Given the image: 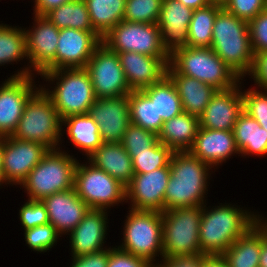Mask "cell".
I'll use <instances>...</instances> for the list:
<instances>
[{
	"label": "cell",
	"instance_id": "1",
	"mask_svg": "<svg viewBox=\"0 0 267 267\" xmlns=\"http://www.w3.org/2000/svg\"><path fill=\"white\" fill-rule=\"evenodd\" d=\"M202 206L199 228L200 250L205 255H222L239 237L258 223V211L219 203V206Z\"/></svg>",
	"mask_w": 267,
	"mask_h": 267
},
{
	"label": "cell",
	"instance_id": "2",
	"mask_svg": "<svg viewBox=\"0 0 267 267\" xmlns=\"http://www.w3.org/2000/svg\"><path fill=\"white\" fill-rule=\"evenodd\" d=\"M169 167L170 177L164 195V210L206 204L209 180L214 169L189 151L173 152Z\"/></svg>",
	"mask_w": 267,
	"mask_h": 267
},
{
	"label": "cell",
	"instance_id": "3",
	"mask_svg": "<svg viewBox=\"0 0 267 267\" xmlns=\"http://www.w3.org/2000/svg\"><path fill=\"white\" fill-rule=\"evenodd\" d=\"M39 75L46 85L38 86L52 100L61 120L71 115L87 114L96 101L90 74L85 68L58 69Z\"/></svg>",
	"mask_w": 267,
	"mask_h": 267
},
{
	"label": "cell",
	"instance_id": "4",
	"mask_svg": "<svg viewBox=\"0 0 267 267\" xmlns=\"http://www.w3.org/2000/svg\"><path fill=\"white\" fill-rule=\"evenodd\" d=\"M61 148V149H60ZM49 150L20 184L29 200H42L56 192L74 188L78 160L69 151Z\"/></svg>",
	"mask_w": 267,
	"mask_h": 267
},
{
	"label": "cell",
	"instance_id": "5",
	"mask_svg": "<svg viewBox=\"0 0 267 267\" xmlns=\"http://www.w3.org/2000/svg\"><path fill=\"white\" fill-rule=\"evenodd\" d=\"M62 120L52 100L39 88L26 102L12 137L58 149L62 141Z\"/></svg>",
	"mask_w": 267,
	"mask_h": 267
},
{
	"label": "cell",
	"instance_id": "6",
	"mask_svg": "<svg viewBox=\"0 0 267 267\" xmlns=\"http://www.w3.org/2000/svg\"><path fill=\"white\" fill-rule=\"evenodd\" d=\"M169 64L179 74L196 78L217 90L230 89L241 80L211 47L178 48L170 55Z\"/></svg>",
	"mask_w": 267,
	"mask_h": 267
},
{
	"label": "cell",
	"instance_id": "7",
	"mask_svg": "<svg viewBox=\"0 0 267 267\" xmlns=\"http://www.w3.org/2000/svg\"><path fill=\"white\" fill-rule=\"evenodd\" d=\"M127 213L122 243L117 247L151 264L156 259V264L159 263V258L160 261L163 258L162 212L129 209Z\"/></svg>",
	"mask_w": 267,
	"mask_h": 267
},
{
	"label": "cell",
	"instance_id": "8",
	"mask_svg": "<svg viewBox=\"0 0 267 267\" xmlns=\"http://www.w3.org/2000/svg\"><path fill=\"white\" fill-rule=\"evenodd\" d=\"M201 217L202 206L162 212L163 257L202 253L199 244Z\"/></svg>",
	"mask_w": 267,
	"mask_h": 267
},
{
	"label": "cell",
	"instance_id": "9",
	"mask_svg": "<svg viewBox=\"0 0 267 267\" xmlns=\"http://www.w3.org/2000/svg\"><path fill=\"white\" fill-rule=\"evenodd\" d=\"M79 161L74 173V189L90 209L109 210L126 203L125 186L88 160L83 164Z\"/></svg>",
	"mask_w": 267,
	"mask_h": 267
},
{
	"label": "cell",
	"instance_id": "10",
	"mask_svg": "<svg viewBox=\"0 0 267 267\" xmlns=\"http://www.w3.org/2000/svg\"><path fill=\"white\" fill-rule=\"evenodd\" d=\"M102 43L116 53L136 52L151 57H170L163 47L157 23L122 20L102 37Z\"/></svg>",
	"mask_w": 267,
	"mask_h": 267
},
{
	"label": "cell",
	"instance_id": "11",
	"mask_svg": "<svg viewBox=\"0 0 267 267\" xmlns=\"http://www.w3.org/2000/svg\"><path fill=\"white\" fill-rule=\"evenodd\" d=\"M33 16V26L24 27L28 65L20 67L10 77L39 76L55 59L60 30L46 16Z\"/></svg>",
	"mask_w": 267,
	"mask_h": 267
},
{
	"label": "cell",
	"instance_id": "12",
	"mask_svg": "<svg viewBox=\"0 0 267 267\" xmlns=\"http://www.w3.org/2000/svg\"><path fill=\"white\" fill-rule=\"evenodd\" d=\"M91 78L96 98L128 95V86L119 56L102 42L96 47L85 68Z\"/></svg>",
	"mask_w": 267,
	"mask_h": 267
},
{
	"label": "cell",
	"instance_id": "13",
	"mask_svg": "<svg viewBox=\"0 0 267 267\" xmlns=\"http://www.w3.org/2000/svg\"><path fill=\"white\" fill-rule=\"evenodd\" d=\"M102 37L96 31L61 29L55 59L40 73L58 69L86 68Z\"/></svg>",
	"mask_w": 267,
	"mask_h": 267
},
{
	"label": "cell",
	"instance_id": "14",
	"mask_svg": "<svg viewBox=\"0 0 267 267\" xmlns=\"http://www.w3.org/2000/svg\"><path fill=\"white\" fill-rule=\"evenodd\" d=\"M48 151L47 147L38 142L22 141L12 136L2 137L5 186L20 185Z\"/></svg>",
	"mask_w": 267,
	"mask_h": 267
},
{
	"label": "cell",
	"instance_id": "15",
	"mask_svg": "<svg viewBox=\"0 0 267 267\" xmlns=\"http://www.w3.org/2000/svg\"><path fill=\"white\" fill-rule=\"evenodd\" d=\"M34 77L7 76L0 84V138L13 135L26 102L40 88Z\"/></svg>",
	"mask_w": 267,
	"mask_h": 267
},
{
	"label": "cell",
	"instance_id": "16",
	"mask_svg": "<svg viewBox=\"0 0 267 267\" xmlns=\"http://www.w3.org/2000/svg\"><path fill=\"white\" fill-rule=\"evenodd\" d=\"M169 177V164L148 173L134 174L125 187L128 209L163 212Z\"/></svg>",
	"mask_w": 267,
	"mask_h": 267
},
{
	"label": "cell",
	"instance_id": "17",
	"mask_svg": "<svg viewBox=\"0 0 267 267\" xmlns=\"http://www.w3.org/2000/svg\"><path fill=\"white\" fill-rule=\"evenodd\" d=\"M88 114L97 123L103 143H120L131 124L128 95L96 98Z\"/></svg>",
	"mask_w": 267,
	"mask_h": 267
},
{
	"label": "cell",
	"instance_id": "18",
	"mask_svg": "<svg viewBox=\"0 0 267 267\" xmlns=\"http://www.w3.org/2000/svg\"><path fill=\"white\" fill-rule=\"evenodd\" d=\"M227 90H217L199 118L200 127L211 130H233L243 112L242 83ZM241 84V85H240Z\"/></svg>",
	"mask_w": 267,
	"mask_h": 267
},
{
	"label": "cell",
	"instance_id": "19",
	"mask_svg": "<svg viewBox=\"0 0 267 267\" xmlns=\"http://www.w3.org/2000/svg\"><path fill=\"white\" fill-rule=\"evenodd\" d=\"M108 210L90 209L68 234L70 256H82L108 248L106 245ZM108 221V222H107ZM106 239V240H105Z\"/></svg>",
	"mask_w": 267,
	"mask_h": 267
},
{
	"label": "cell",
	"instance_id": "20",
	"mask_svg": "<svg viewBox=\"0 0 267 267\" xmlns=\"http://www.w3.org/2000/svg\"><path fill=\"white\" fill-rule=\"evenodd\" d=\"M41 201L48 213L49 223L61 237H66L90 210L74 188L56 192Z\"/></svg>",
	"mask_w": 267,
	"mask_h": 267
},
{
	"label": "cell",
	"instance_id": "21",
	"mask_svg": "<svg viewBox=\"0 0 267 267\" xmlns=\"http://www.w3.org/2000/svg\"><path fill=\"white\" fill-rule=\"evenodd\" d=\"M117 54L131 91L149 87L167 75L170 57H151L131 51Z\"/></svg>",
	"mask_w": 267,
	"mask_h": 267
},
{
	"label": "cell",
	"instance_id": "22",
	"mask_svg": "<svg viewBox=\"0 0 267 267\" xmlns=\"http://www.w3.org/2000/svg\"><path fill=\"white\" fill-rule=\"evenodd\" d=\"M193 11L177 0H162L157 25L163 47L170 55L178 48L187 47L188 27Z\"/></svg>",
	"mask_w": 267,
	"mask_h": 267
},
{
	"label": "cell",
	"instance_id": "23",
	"mask_svg": "<svg viewBox=\"0 0 267 267\" xmlns=\"http://www.w3.org/2000/svg\"><path fill=\"white\" fill-rule=\"evenodd\" d=\"M189 152L214 170L219 169L223 162L235 154L240 156L232 130H211L202 127H199Z\"/></svg>",
	"mask_w": 267,
	"mask_h": 267
},
{
	"label": "cell",
	"instance_id": "24",
	"mask_svg": "<svg viewBox=\"0 0 267 267\" xmlns=\"http://www.w3.org/2000/svg\"><path fill=\"white\" fill-rule=\"evenodd\" d=\"M167 76L176 87L183 112L200 118L217 89L196 78L179 74L170 64H168Z\"/></svg>",
	"mask_w": 267,
	"mask_h": 267
},
{
	"label": "cell",
	"instance_id": "25",
	"mask_svg": "<svg viewBox=\"0 0 267 267\" xmlns=\"http://www.w3.org/2000/svg\"><path fill=\"white\" fill-rule=\"evenodd\" d=\"M87 160L125 187L134 176L132 158L121 143H103Z\"/></svg>",
	"mask_w": 267,
	"mask_h": 267
},
{
	"label": "cell",
	"instance_id": "26",
	"mask_svg": "<svg viewBox=\"0 0 267 267\" xmlns=\"http://www.w3.org/2000/svg\"><path fill=\"white\" fill-rule=\"evenodd\" d=\"M211 48L241 80L252 70L254 53L250 37L212 38Z\"/></svg>",
	"mask_w": 267,
	"mask_h": 267
},
{
	"label": "cell",
	"instance_id": "27",
	"mask_svg": "<svg viewBox=\"0 0 267 267\" xmlns=\"http://www.w3.org/2000/svg\"><path fill=\"white\" fill-rule=\"evenodd\" d=\"M200 127L199 118L186 112L164 121L158 140L173 152L189 151Z\"/></svg>",
	"mask_w": 267,
	"mask_h": 267
},
{
	"label": "cell",
	"instance_id": "28",
	"mask_svg": "<svg viewBox=\"0 0 267 267\" xmlns=\"http://www.w3.org/2000/svg\"><path fill=\"white\" fill-rule=\"evenodd\" d=\"M61 131L62 137L63 134L67 135L69 143H72L79 151L81 150L82 155L87 158L103 144L99 127L88 113L71 115L62 119Z\"/></svg>",
	"mask_w": 267,
	"mask_h": 267
},
{
	"label": "cell",
	"instance_id": "29",
	"mask_svg": "<svg viewBox=\"0 0 267 267\" xmlns=\"http://www.w3.org/2000/svg\"><path fill=\"white\" fill-rule=\"evenodd\" d=\"M232 131L241 157L267 155V132L245 111L239 115Z\"/></svg>",
	"mask_w": 267,
	"mask_h": 267
},
{
	"label": "cell",
	"instance_id": "30",
	"mask_svg": "<svg viewBox=\"0 0 267 267\" xmlns=\"http://www.w3.org/2000/svg\"><path fill=\"white\" fill-rule=\"evenodd\" d=\"M263 228L257 223L221 255L228 267H259Z\"/></svg>",
	"mask_w": 267,
	"mask_h": 267
},
{
	"label": "cell",
	"instance_id": "31",
	"mask_svg": "<svg viewBox=\"0 0 267 267\" xmlns=\"http://www.w3.org/2000/svg\"><path fill=\"white\" fill-rule=\"evenodd\" d=\"M93 29L105 36L124 19L126 0H85Z\"/></svg>",
	"mask_w": 267,
	"mask_h": 267
},
{
	"label": "cell",
	"instance_id": "32",
	"mask_svg": "<svg viewBox=\"0 0 267 267\" xmlns=\"http://www.w3.org/2000/svg\"><path fill=\"white\" fill-rule=\"evenodd\" d=\"M142 91L155 103L157 117L167 121L183 112L181 99L172 80L166 75L161 81Z\"/></svg>",
	"mask_w": 267,
	"mask_h": 267
},
{
	"label": "cell",
	"instance_id": "33",
	"mask_svg": "<svg viewBox=\"0 0 267 267\" xmlns=\"http://www.w3.org/2000/svg\"><path fill=\"white\" fill-rule=\"evenodd\" d=\"M59 30L73 28L95 31L92 27L85 0H73L52 9L45 15Z\"/></svg>",
	"mask_w": 267,
	"mask_h": 267
},
{
	"label": "cell",
	"instance_id": "34",
	"mask_svg": "<svg viewBox=\"0 0 267 267\" xmlns=\"http://www.w3.org/2000/svg\"><path fill=\"white\" fill-rule=\"evenodd\" d=\"M223 8L218 4L195 9L188 27L187 47H211L213 25L217 13Z\"/></svg>",
	"mask_w": 267,
	"mask_h": 267
},
{
	"label": "cell",
	"instance_id": "35",
	"mask_svg": "<svg viewBox=\"0 0 267 267\" xmlns=\"http://www.w3.org/2000/svg\"><path fill=\"white\" fill-rule=\"evenodd\" d=\"M131 123L158 135L164 121L157 117L155 103L142 91H131L128 94Z\"/></svg>",
	"mask_w": 267,
	"mask_h": 267
},
{
	"label": "cell",
	"instance_id": "36",
	"mask_svg": "<svg viewBox=\"0 0 267 267\" xmlns=\"http://www.w3.org/2000/svg\"><path fill=\"white\" fill-rule=\"evenodd\" d=\"M28 59L24 27L0 23V66ZM18 61V62H17Z\"/></svg>",
	"mask_w": 267,
	"mask_h": 267
},
{
	"label": "cell",
	"instance_id": "37",
	"mask_svg": "<svg viewBox=\"0 0 267 267\" xmlns=\"http://www.w3.org/2000/svg\"><path fill=\"white\" fill-rule=\"evenodd\" d=\"M132 158L134 174H144L166 167L171 159L173 151L159 140L147 151L128 152Z\"/></svg>",
	"mask_w": 267,
	"mask_h": 267
},
{
	"label": "cell",
	"instance_id": "38",
	"mask_svg": "<svg viewBox=\"0 0 267 267\" xmlns=\"http://www.w3.org/2000/svg\"><path fill=\"white\" fill-rule=\"evenodd\" d=\"M162 0H126L124 19L138 23H157Z\"/></svg>",
	"mask_w": 267,
	"mask_h": 267
},
{
	"label": "cell",
	"instance_id": "39",
	"mask_svg": "<svg viewBox=\"0 0 267 267\" xmlns=\"http://www.w3.org/2000/svg\"><path fill=\"white\" fill-rule=\"evenodd\" d=\"M250 37L248 22L222 8L216 15L212 38Z\"/></svg>",
	"mask_w": 267,
	"mask_h": 267
},
{
	"label": "cell",
	"instance_id": "40",
	"mask_svg": "<svg viewBox=\"0 0 267 267\" xmlns=\"http://www.w3.org/2000/svg\"><path fill=\"white\" fill-rule=\"evenodd\" d=\"M24 240L31 251L45 253L49 252L61 237L55 227L48 223L24 230ZM59 239V240H58Z\"/></svg>",
	"mask_w": 267,
	"mask_h": 267
},
{
	"label": "cell",
	"instance_id": "41",
	"mask_svg": "<svg viewBox=\"0 0 267 267\" xmlns=\"http://www.w3.org/2000/svg\"><path fill=\"white\" fill-rule=\"evenodd\" d=\"M243 111L253 117L267 132V90L259 88L242 90Z\"/></svg>",
	"mask_w": 267,
	"mask_h": 267
},
{
	"label": "cell",
	"instance_id": "42",
	"mask_svg": "<svg viewBox=\"0 0 267 267\" xmlns=\"http://www.w3.org/2000/svg\"><path fill=\"white\" fill-rule=\"evenodd\" d=\"M158 141V135L140 126L130 124L121 140L127 152L147 151Z\"/></svg>",
	"mask_w": 267,
	"mask_h": 267
},
{
	"label": "cell",
	"instance_id": "43",
	"mask_svg": "<svg viewBox=\"0 0 267 267\" xmlns=\"http://www.w3.org/2000/svg\"><path fill=\"white\" fill-rule=\"evenodd\" d=\"M19 209V220L24 230L49 223L48 213L41 200H26Z\"/></svg>",
	"mask_w": 267,
	"mask_h": 267
},
{
	"label": "cell",
	"instance_id": "44",
	"mask_svg": "<svg viewBox=\"0 0 267 267\" xmlns=\"http://www.w3.org/2000/svg\"><path fill=\"white\" fill-rule=\"evenodd\" d=\"M267 7V0H228L223 8L247 22Z\"/></svg>",
	"mask_w": 267,
	"mask_h": 267
},
{
	"label": "cell",
	"instance_id": "45",
	"mask_svg": "<svg viewBox=\"0 0 267 267\" xmlns=\"http://www.w3.org/2000/svg\"><path fill=\"white\" fill-rule=\"evenodd\" d=\"M248 27L253 53L267 51V7L248 22Z\"/></svg>",
	"mask_w": 267,
	"mask_h": 267
},
{
	"label": "cell",
	"instance_id": "46",
	"mask_svg": "<svg viewBox=\"0 0 267 267\" xmlns=\"http://www.w3.org/2000/svg\"><path fill=\"white\" fill-rule=\"evenodd\" d=\"M150 265L148 260L123 251L117 245L109 247L107 267H149Z\"/></svg>",
	"mask_w": 267,
	"mask_h": 267
},
{
	"label": "cell",
	"instance_id": "47",
	"mask_svg": "<svg viewBox=\"0 0 267 267\" xmlns=\"http://www.w3.org/2000/svg\"><path fill=\"white\" fill-rule=\"evenodd\" d=\"M247 77L254 80L256 88L267 90V51L254 54L252 70Z\"/></svg>",
	"mask_w": 267,
	"mask_h": 267
},
{
	"label": "cell",
	"instance_id": "48",
	"mask_svg": "<svg viewBox=\"0 0 267 267\" xmlns=\"http://www.w3.org/2000/svg\"><path fill=\"white\" fill-rule=\"evenodd\" d=\"M70 258L72 262L69 267H107L109 247L98 252Z\"/></svg>",
	"mask_w": 267,
	"mask_h": 267
},
{
	"label": "cell",
	"instance_id": "49",
	"mask_svg": "<svg viewBox=\"0 0 267 267\" xmlns=\"http://www.w3.org/2000/svg\"><path fill=\"white\" fill-rule=\"evenodd\" d=\"M208 255L203 253L179 255L163 257L160 263H157L160 267H201L204 259Z\"/></svg>",
	"mask_w": 267,
	"mask_h": 267
},
{
	"label": "cell",
	"instance_id": "50",
	"mask_svg": "<svg viewBox=\"0 0 267 267\" xmlns=\"http://www.w3.org/2000/svg\"><path fill=\"white\" fill-rule=\"evenodd\" d=\"M73 0H33V15L45 16L52 9Z\"/></svg>",
	"mask_w": 267,
	"mask_h": 267
},
{
	"label": "cell",
	"instance_id": "51",
	"mask_svg": "<svg viewBox=\"0 0 267 267\" xmlns=\"http://www.w3.org/2000/svg\"><path fill=\"white\" fill-rule=\"evenodd\" d=\"M201 267H228L221 255H208Z\"/></svg>",
	"mask_w": 267,
	"mask_h": 267
},
{
	"label": "cell",
	"instance_id": "52",
	"mask_svg": "<svg viewBox=\"0 0 267 267\" xmlns=\"http://www.w3.org/2000/svg\"><path fill=\"white\" fill-rule=\"evenodd\" d=\"M259 267H267V232L263 229V242L261 245Z\"/></svg>",
	"mask_w": 267,
	"mask_h": 267
},
{
	"label": "cell",
	"instance_id": "53",
	"mask_svg": "<svg viewBox=\"0 0 267 267\" xmlns=\"http://www.w3.org/2000/svg\"><path fill=\"white\" fill-rule=\"evenodd\" d=\"M184 6L192 8L193 10L206 7L210 4L209 0H177Z\"/></svg>",
	"mask_w": 267,
	"mask_h": 267
},
{
	"label": "cell",
	"instance_id": "54",
	"mask_svg": "<svg viewBox=\"0 0 267 267\" xmlns=\"http://www.w3.org/2000/svg\"><path fill=\"white\" fill-rule=\"evenodd\" d=\"M2 185L5 186L2 168V138H0V189Z\"/></svg>",
	"mask_w": 267,
	"mask_h": 267
},
{
	"label": "cell",
	"instance_id": "55",
	"mask_svg": "<svg viewBox=\"0 0 267 267\" xmlns=\"http://www.w3.org/2000/svg\"><path fill=\"white\" fill-rule=\"evenodd\" d=\"M259 213L260 212H258V223L267 232V217L265 218Z\"/></svg>",
	"mask_w": 267,
	"mask_h": 267
},
{
	"label": "cell",
	"instance_id": "56",
	"mask_svg": "<svg viewBox=\"0 0 267 267\" xmlns=\"http://www.w3.org/2000/svg\"><path fill=\"white\" fill-rule=\"evenodd\" d=\"M228 0H209V2L211 4H218V5H221V6H224V4L227 2Z\"/></svg>",
	"mask_w": 267,
	"mask_h": 267
},
{
	"label": "cell",
	"instance_id": "57",
	"mask_svg": "<svg viewBox=\"0 0 267 267\" xmlns=\"http://www.w3.org/2000/svg\"><path fill=\"white\" fill-rule=\"evenodd\" d=\"M149 267H160L158 264H151Z\"/></svg>",
	"mask_w": 267,
	"mask_h": 267
}]
</instances>
